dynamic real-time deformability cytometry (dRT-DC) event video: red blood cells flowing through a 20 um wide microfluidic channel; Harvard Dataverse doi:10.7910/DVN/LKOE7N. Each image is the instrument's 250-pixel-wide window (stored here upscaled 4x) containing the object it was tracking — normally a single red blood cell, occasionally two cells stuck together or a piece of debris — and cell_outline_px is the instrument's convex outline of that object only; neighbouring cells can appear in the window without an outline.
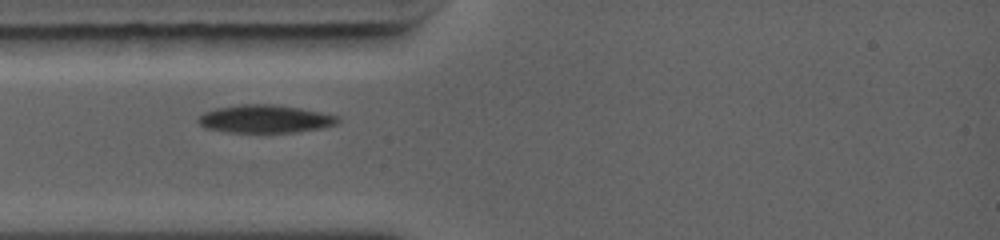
{"species": "common noctule bat (a hibernating species)", "species_latin": "Nyctalus noctula", "temperature_condition": "warm", "stored_images_in_passage": 6, "camera_frame_rate_fps": 5000, "um_per_image_px": 0.085, "animal": {"sex": "female", "body_mass_g": 19.0, "forearm_length_mm": 56.7}, "frame": {"image": 1, "passage_image": 1, "time_ms": 0.0, "image_size_px": [1000, 240], "cell_outline_px": [[340, 120], [336, 124], [320, 128], [296, 132], [224, 132], [204, 128], [196, 120], [204, 112], [216, 108], [240, 104], [272, 104], [300, 108], [340, 116]], "centroid_in_image_um": [22.51, 10.11], "position_along_channel_um": 62.5, "area_um2": 22.77}}
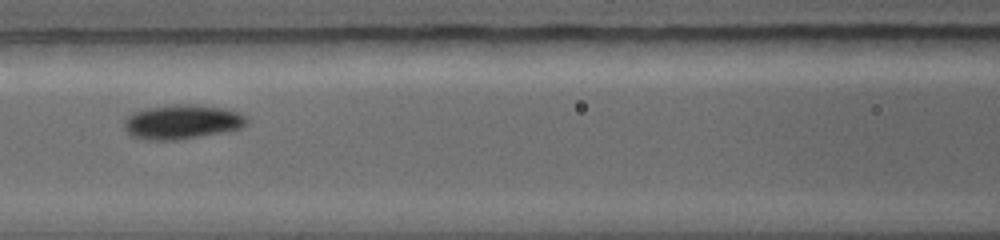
{"frame": {"image": 2, "passage_image": 4, "time_ms": 2.0, "image_size_px": [1000, 240], "cell_outline_px": [[248, 124], [244, 128], [228, 132], [180, 140], [144, 140], [128, 136], [124, 128], [124, 120], [132, 112], [148, 108], [176, 104], [196, 104], [224, 108], [236, 112], [244, 116], [248, 120]], "centroid_in_image_um": [15.48, 10.38], "position_along_channel_um": 151.1, "area_um2": 25.14}}
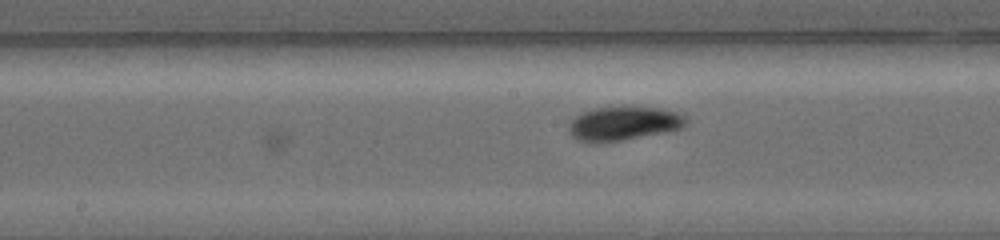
{"frame": {"image": 3, "passage_image": 6, "time_ms": 3.0, "image_size_px": [1000, 240], "cell_outline_px": [[688, 124], [684, 128], [664, 132], [620, 140], [592, 144], [584, 144], [576, 140], [568, 132], [568, 124], [576, 116], [592, 108], [624, 104], [660, 108], [676, 112], [684, 116], [688, 120]], "centroid_in_image_um": [52.97, 10.47], "position_along_channel_um": 195.2, "area_um2": 24.1}}